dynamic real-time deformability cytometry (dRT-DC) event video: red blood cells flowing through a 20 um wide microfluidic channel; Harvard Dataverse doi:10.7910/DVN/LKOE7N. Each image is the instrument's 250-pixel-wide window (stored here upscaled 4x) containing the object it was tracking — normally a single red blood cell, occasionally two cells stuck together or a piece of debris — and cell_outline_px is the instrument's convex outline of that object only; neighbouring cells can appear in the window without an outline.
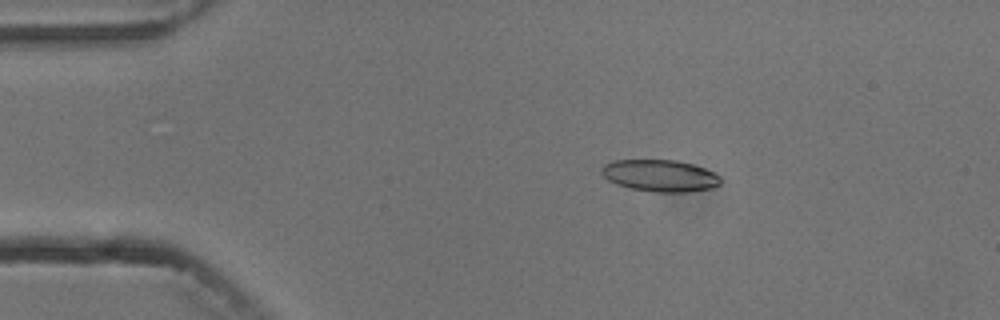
{"species": "common noctule bat (a hibernating species)", "species_latin": "Nyctalus noctula", "temperature_condition": "cold", "stored_images_in_passage": 5, "camera_frame_rate_fps": 3000, "um_per_image_px": 0.085, "animal": {"sex": "male", "body_mass_g": 13.3}, "frame": {"image": 1, "passage_image": 2, "time_ms": 1.333, "image_size_px": [1000, 320], "cell_outline_px": [[720, 184], [712, 188], [688, 192], [656, 192], [632, 188], [616, 184], [608, 180], [600, 172], [600, 168], [604, 164], [612, 160], [676, 160], [692, 164], [704, 168], [720, 176]], "centroid_in_image_um": [56.08, 14.92], "position_along_channel_um": 28.9, "area_um2": 22.08}}
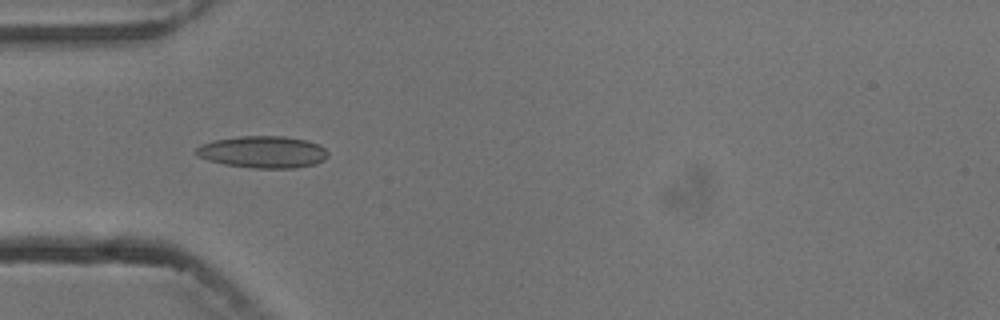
{"frame": {"image": 2, "passage_image": 4, "time_ms": 3.667, "image_size_px": [1000, 320], "cell_outline_px": [[328, 156], [324, 160], [316, 164], [296, 168], [252, 168], [224, 164], [208, 160], [192, 152], [200, 144], [216, 140], [240, 136], [284, 136], [308, 140], [320, 144], [328, 152]], "centroid_in_image_um": [22.37, 12.92], "position_along_channel_um": 62.6, "area_um2": 24.74}}
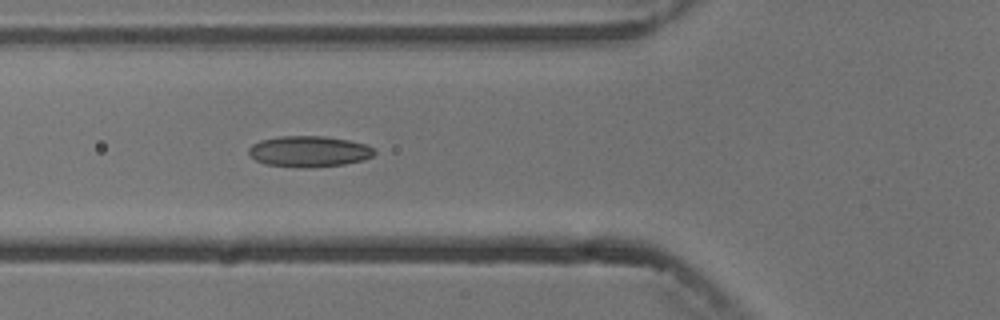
{"frame": {"image": 3, "passage_image": 5, "time_ms": 4.667, "image_size_px": [1000, 320], "cell_outline_px": [[376, 152], [372, 156], [364, 160], [344, 164], [300, 168], [264, 164], [256, 160], [248, 152], [248, 148], [252, 144], [260, 140], [280, 136], [324, 136], [348, 140], [364, 144], [376, 148]], "centroid_in_image_um": [26.27, 12.87], "position_along_channel_um": 99.5, "area_um2": 22.72}}